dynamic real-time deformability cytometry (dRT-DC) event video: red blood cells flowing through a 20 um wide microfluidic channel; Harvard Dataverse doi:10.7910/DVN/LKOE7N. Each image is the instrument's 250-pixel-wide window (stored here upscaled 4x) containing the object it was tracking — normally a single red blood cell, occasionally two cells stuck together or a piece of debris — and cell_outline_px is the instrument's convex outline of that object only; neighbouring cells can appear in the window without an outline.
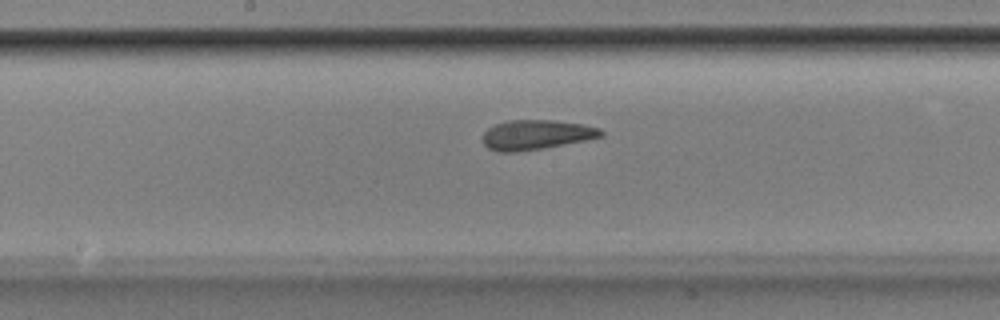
{"species": "Egyptian fruit bat (a non-hibernating species)", "species_latin": "Rousettus aegyptiacus", "temperature_condition": "room temperature", "stored_images_in_passage": 48, "camera_frame_rate_fps": 3000, "um_per_image_px": 0.085, "animal": {"sex": "male"}, "frame": {"image": 1, "passage_image": 28, "time_ms": 9.0, "image_size_px": [1000, 320], "cell_outline_px": [[604, 136], [544, 148], [516, 152], [496, 152], [488, 148], [480, 140], [484, 132], [488, 128], [496, 124], [508, 120], [552, 120], [580, 124], [600, 128], [604, 132]], "centroid_in_image_um": [45.53, 11.46], "position_along_channel_um": 202.7, "area_um2": 20.52}}
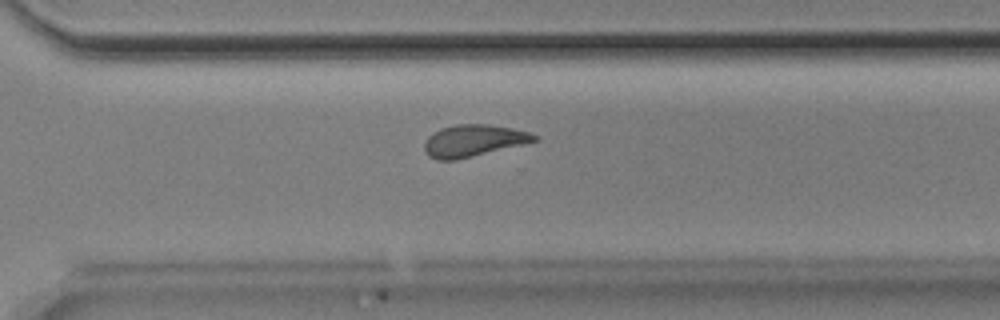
{"frame": {"image": 2, "passage_image": 38, "time_ms": 12.333, "image_size_px": [1000, 320], "cell_outline_px": [[540, 140], [524, 144], [456, 160], [436, 160], [428, 156], [424, 148], [424, 144], [428, 136], [432, 132], [440, 128], [456, 124], [492, 124], [512, 128], [528, 132], [536, 136]], "centroid_in_image_um": [40.22, 11.95], "position_along_channel_um": 330.4, "area_um2": 20.52}}
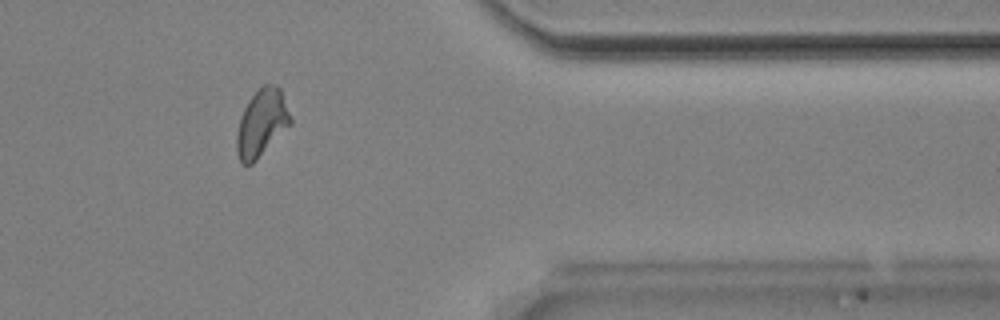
{"frame": {"image": 3, "passage_image": 44, "time_ms": 14.333, "image_size_px": [1000, 320], "cell_outline_px": [[292, 124], [252, 164], [244, 164], [240, 160], [236, 148], [236, 136], [240, 120], [244, 108], [248, 100], [264, 84], [276, 84], [280, 88], [292, 120]], "centroid_in_image_um": [22.26, 10.45], "position_along_channel_um": 389.1, "area_um2": 20.81}, "authors_computed_cell_mechanics": {"area_um2": 20.7213, "velocity_mm_per_s": 3.8382, "shape_relaxation_time_tau1_ms": 6.9778, "shape_relaxation_time_tau2_ms": 1.5297, "deformation_change_tau1": 0.181, "deformation_change_tau2": 0.0932}}